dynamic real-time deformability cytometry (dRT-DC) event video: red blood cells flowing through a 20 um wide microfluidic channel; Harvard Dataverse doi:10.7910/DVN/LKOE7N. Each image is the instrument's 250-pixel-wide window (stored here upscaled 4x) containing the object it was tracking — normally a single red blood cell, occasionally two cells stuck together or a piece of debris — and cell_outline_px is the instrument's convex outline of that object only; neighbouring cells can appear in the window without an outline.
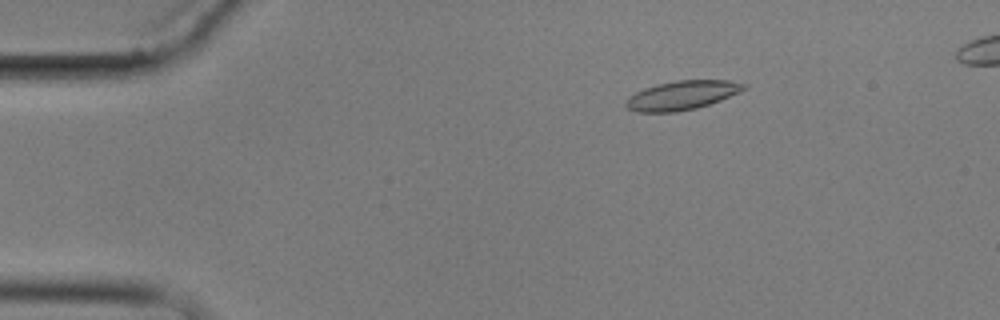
{"species": "common noctule bat (a hibernating species)", "species_latin": "Nyctalus noctula", "temperature_condition": "cold", "stored_images_in_passage": 4, "camera_frame_rate_fps": 3000, "um_per_image_px": 0.085, "animal": {"sex": "male", "body_mass_g": 17.9}, "frame": {"image": 1, "passage_image": 1, "time_ms": 0.0, "image_size_px": [1000, 320], "cell_outline_px": [[748, 88], [740, 92], [720, 100], [696, 108], [676, 112], [636, 112], [628, 108], [624, 104], [628, 96], [644, 88], [656, 84], [676, 80], [728, 80], [748, 84]], "centroid_in_image_um": [57.97, 8.09], "position_along_channel_um": 27.0, "area_um2": 20.06}}
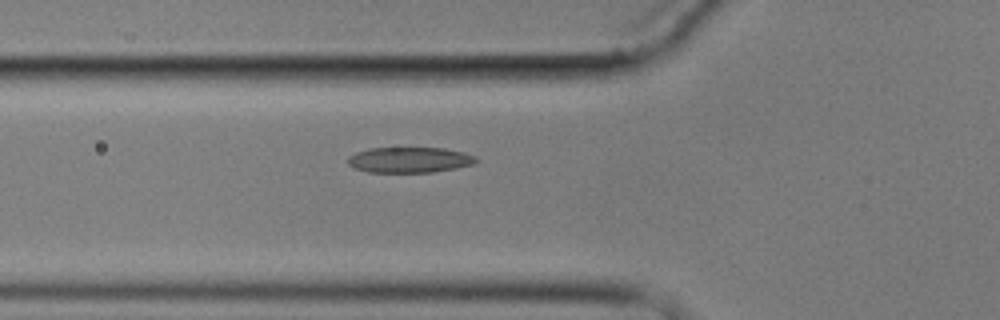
{"frame": {"image": 2, "passage_image": 4, "time_ms": 3.667, "image_size_px": [1000, 320], "cell_outline_px": [[480, 160], [476, 164], [456, 168], [432, 172], [368, 172], [356, 168], [348, 164], [348, 156], [356, 152], [368, 148], [444, 148], [464, 152], [476, 156]], "centroid_in_image_um": [34.86, 13.58], "position_along_channel_um": 90.9, "area_um2": 19.25}}